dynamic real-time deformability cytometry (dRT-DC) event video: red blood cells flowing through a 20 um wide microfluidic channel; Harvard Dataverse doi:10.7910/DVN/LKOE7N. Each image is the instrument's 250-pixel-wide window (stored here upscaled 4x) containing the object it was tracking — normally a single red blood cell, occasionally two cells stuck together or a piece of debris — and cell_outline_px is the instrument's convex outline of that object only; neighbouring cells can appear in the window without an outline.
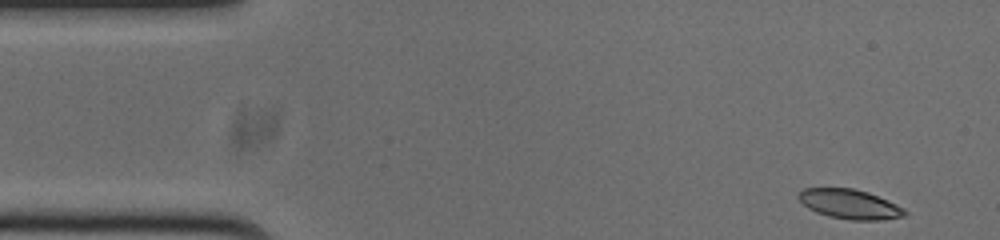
{"species": "common noctule bat (a hibernating species)", "species_latin": "Nyctalus noctula", "temperature_condition": "cold", "stored_images_in_passage": 52, "camera_frame_rate_fps": 3000, "um_per_image_px": 0.085, "animal": {"sex": "male", "body_mass_g": 20.0, "forearm_length_mm": 53.3}, "frame": {"image": 1, "passage_image": 1, "time_ms": 0.0, "image_size_px": [1000, 240], "cell_outline_px": [[908, 212], [904, 216], [880, 220], [848, 220], [828, 216], [816, 212], [808, 208], [796, 196], [804, 188], [852, 188], [868, 192], [888, 200], [904, 208]], "centroid_in_image_um": [72.23, 17.35], "position_along_channel_um": 12.8, "area_um2": 18.32}}
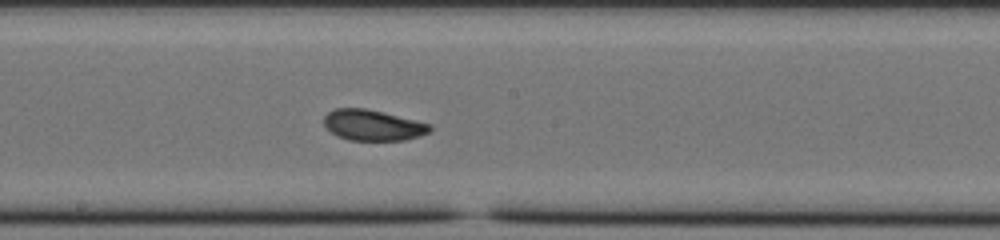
{"frame": {"image": 2, "passage_image": 25, "time_ms": 8.0, "image_size_px": [1000, 240], "cell_outline_px": [[432, 128], [428, 132], [420, 136], [404, 140], [348, 140], [336, 136], [324, 124], [324, 116], [328, 112], [336, 108], [364, 108], [384, 112], [432, 124]], "centroid_in_image_um": [31.7, 10.64], "position_along_channel_um": 216.5, "area_um2": 19.02}}
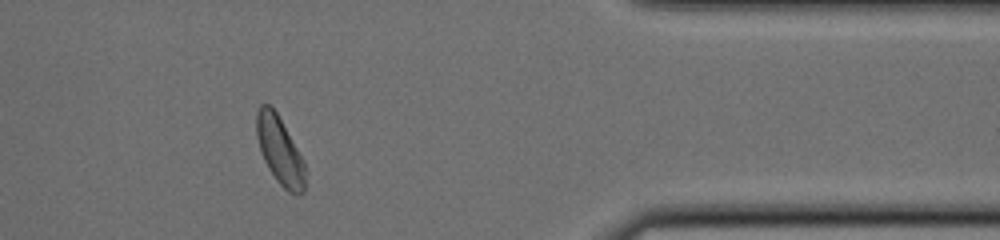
{"frame": {"image": 3, "passage_image": 41, "time_ms": 13.333, "image_size_px": [1000, 240], "cell_outline_px": [[304, 192], [296, 196], [288, 192], [276, 180], [268, 168], [264, 160], [256, 136], [256, 112], [260, 104], [268, 104], [276, 112], [304, 160]], "centroid_in_image_um": [23.77, 12.81], "position_along_channel_um": 387.6, "area_um2": 19.02}, "authors_computed_cell_mechanics": {"area_um2": 19.074, "velocity_mm_per_s": 3.7435, "shape_relaxation_time_tau1_ms": 5.03, "shape_relaxation_time_tau2_ms": 2.9521, "deformation_change_tau1": 0.1158, "deformation_change_tau2": 0.0873}}